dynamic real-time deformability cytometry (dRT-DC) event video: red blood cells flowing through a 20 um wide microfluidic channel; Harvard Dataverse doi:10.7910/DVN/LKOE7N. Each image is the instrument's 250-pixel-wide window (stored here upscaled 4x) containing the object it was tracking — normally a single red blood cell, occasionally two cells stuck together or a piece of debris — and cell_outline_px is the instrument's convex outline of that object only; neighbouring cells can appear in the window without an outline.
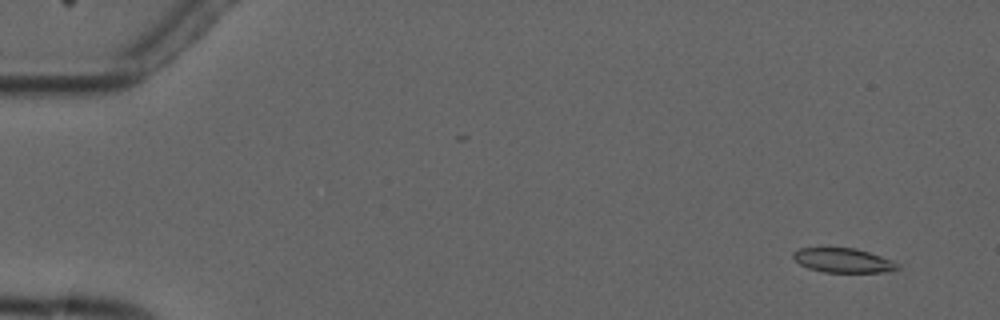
{"species": "common noctule bat (a hibernating species)", "species_latin": "Nyctalus noctula", "temperature_condition": "cold", "stored_images_in_passage": 10, "camera_frame_rate_fps": 3000, "um_per_image_px": 0.085, "animal": {"sex": "male", "forearm_length_mm": 52.5}, "frame": {"image": 1, "passage_image": 2, "time_ms": 1.0, "image_size_px": [1000, 320], "cell_outline_px": [[900, 268], [884, 272], [824, 272], [808, 268], [800, 264], [792, 256], [792, 252], [800, 248], [856, 248], [892, 260], [900, 264]], "centroid_in_image_um": [71.67, 22.13], "position_along_channel_um": 13.3, "area_um2": 14.74}}
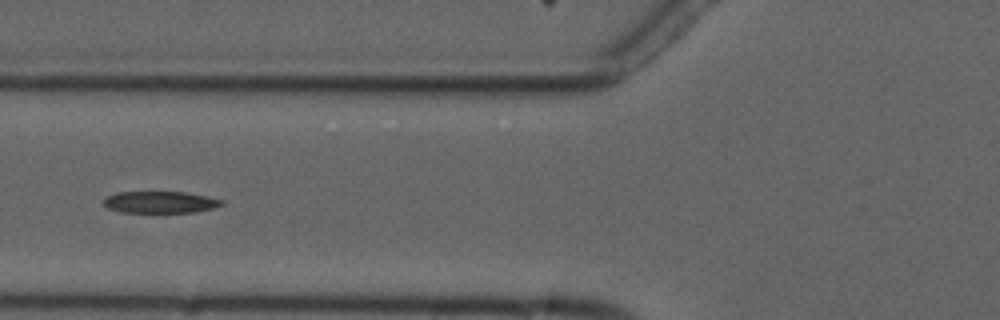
{"frame": {"image": 2, "passage_image": 7, "time_ms": 7.0, "image_size_px": [1000, 320], "cell_outline_px": [[224, 204], [212, 208], [196, 212], [120, 212], [108, 208], [104, 204], [104, 196], [116, 192], [184, 192], [224, 200]], "centroid_in_image_um": [13.58, 17.18], "position_along_channel_um": 112.2, "area_um2": 14.91}}
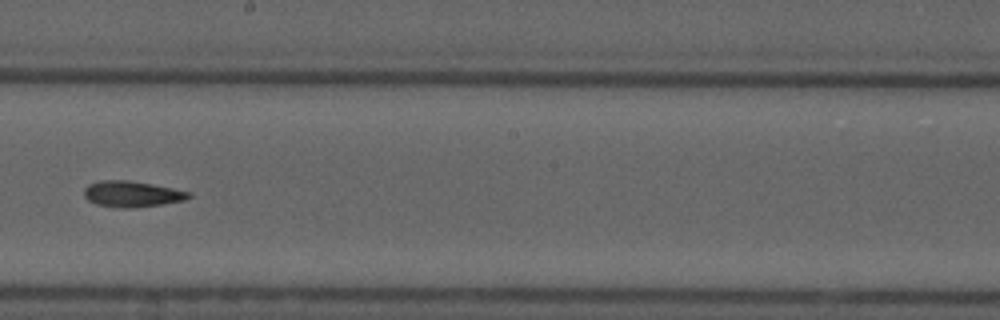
{"frame": {"image": 3, "passage_image": 10, "time_ms": 10.333, "image_size_px": [1000, 320], "cell_outline_px": [[192, 196], [184, 200], [160, 204], [128, 208], [116, 208], [96, 204], [88, 200], [84, 196], [84, 188], [88, 184], [100, 180], [128, 180], [152, 184], [192, 192]], "centroid_in_image_um": [11.19, 16.48], "position_along_channel_um": 237.0, "area_um2": 15.84}}